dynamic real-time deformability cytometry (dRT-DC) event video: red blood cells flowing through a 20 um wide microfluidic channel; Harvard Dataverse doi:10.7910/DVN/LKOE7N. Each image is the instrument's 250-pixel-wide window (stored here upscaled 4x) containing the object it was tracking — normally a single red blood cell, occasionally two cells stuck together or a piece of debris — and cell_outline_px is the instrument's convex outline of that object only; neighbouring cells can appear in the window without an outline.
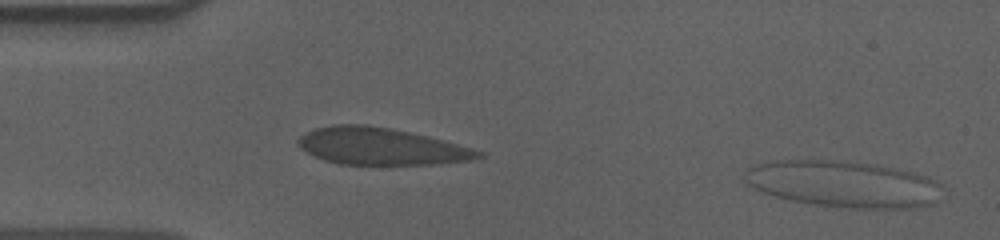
{"species": "human", "species_latin": "Homo sapiens", "temperature_condition": "cold", "stored_images_in_passage": 55, "camera_frame_rate_fps": 3000, "um_per_image_px": 0.085, "donor": {"sex": "male"}, "frame": {"image": 1, "passage_image": 1, "time_ms": 0.0, "image_size_px": [1000, 240], "cell_outline_px": [[948, 196], [936, 204], [916, 208], [848, 208], [816, 204], [792, 200], [776, 196], [764, 192], [748, 184], [744, 180], [744, 172], [752, 164], [776, 160], [828, 160], [876, 164], [896, 168], [928, 176], [936, 180], [940, 184]], "centroid_in_image_um": [71.81, 15.65], "position_along_channel_um": 13.2, "area_um2": 54.27}}
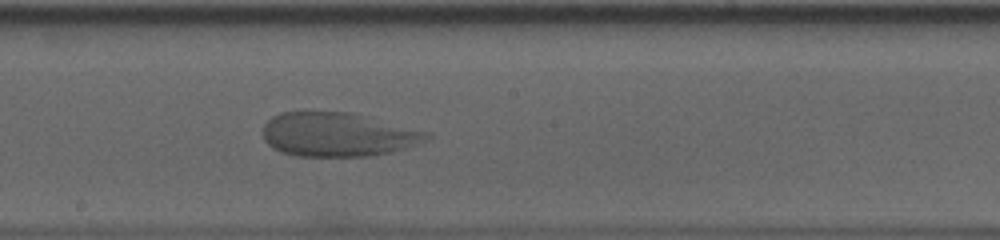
{"frame": {"image": 2, "passage_image": 29, "time_ms": 9.333, "image_size_px": [1000, 240], "cell_outline_px": [[432, 136], [416, 144], [404, 148], [388, 152], [368, 156], [296, 156], [280, 152], [272, 148], [264, 140], [264, 124], [272, 116], [280, 112], [352, 112], [432, 132]], "centroid_in_image_um": [28.71, 11.43], "position_along_channel_um": 219.5, "area_um2": 42.08}}
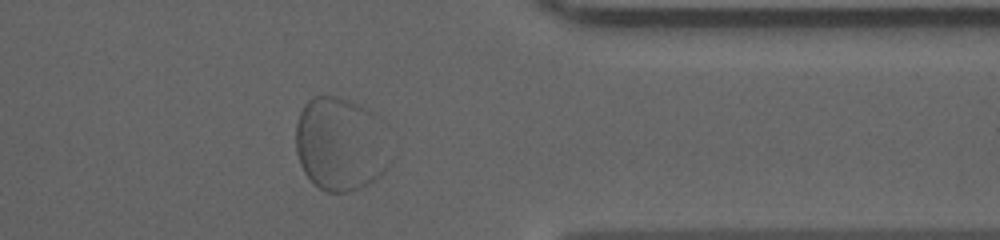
{"frame": {"image": 3, "passage_image": 44, "time_ms": 14.333, "image_size_px": [1000, 240], "cell_outline_px": [[392, 160], [388, 168], [380, 176], [368, 184], [360, 188], [348, 192], [328, 192], [320, 188], [304, 172], [300, 164], [296, 152], [296, 124], [300, 112], [304, 104], [312, 96], [332, 96], [348, 100], [372, 112]], "centroid_in_image_um": [28.89, 12.28], "position_along_channel_um": 382.5, "area_um2": 50.92}}